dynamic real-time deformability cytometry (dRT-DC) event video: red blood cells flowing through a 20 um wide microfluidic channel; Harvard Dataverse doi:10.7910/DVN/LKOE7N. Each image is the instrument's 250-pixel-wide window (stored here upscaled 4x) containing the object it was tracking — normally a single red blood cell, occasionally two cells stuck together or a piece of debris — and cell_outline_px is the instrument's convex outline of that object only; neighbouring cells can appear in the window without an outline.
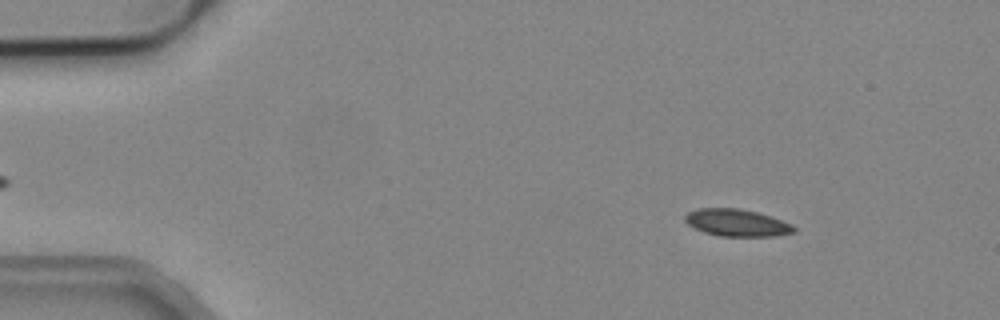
{"species": "common noctule bat (a hibernating species)", "species_latin": "Nyctalus noctula", "temperature_condition": "cold", "stored_images_in_passage": 3, "camera_frame_rate_fps": 3000, "um_per_image_px": 0.085, "animal": {"sex": "male", "body_mass_g": 19.2, "forearm_length_mm": 51.8}, "frame": {"image": 1, "passage_image": 1, "time_ms": 0.0, "image_size_px": [1000, 320], "cell_outline_px": [[796, 232], [776, 236], [720, 236], [704, 232], [688, 224], [684, 220], [684, 216], [688, 212], [696, 208], [740, 208], [772, 216], [792, 224], [796, 228]], "centroid_in_image_um": [62.65, 18.93], "position_along_channel_um": 22.3, "area_um2": 17.34}}